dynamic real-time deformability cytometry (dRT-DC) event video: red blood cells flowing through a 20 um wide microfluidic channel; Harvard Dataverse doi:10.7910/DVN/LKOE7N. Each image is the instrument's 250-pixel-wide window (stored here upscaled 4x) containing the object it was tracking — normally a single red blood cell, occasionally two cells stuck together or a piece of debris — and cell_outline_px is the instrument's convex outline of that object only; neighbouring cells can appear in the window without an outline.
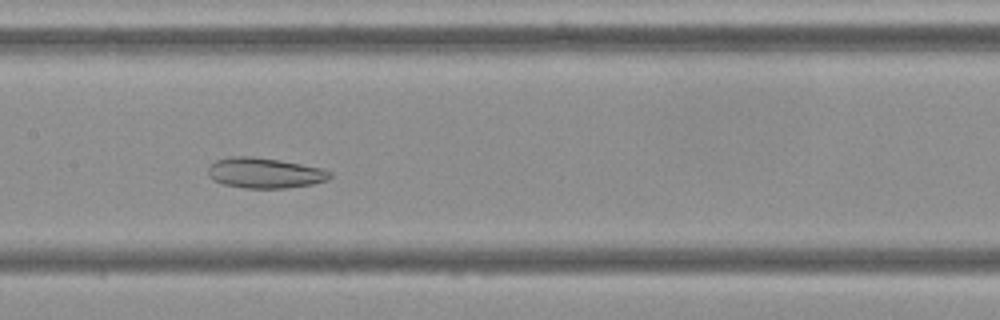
{"species": "Egyptian fruit bat (a non-hibernating species)", "species_latin": "Rousettus aegyptiacus", "temperature_condition": "cold", "stored_images_in_passage": 53, "camera_frame_rate_fps": 3000, "um_per_image_px": 0.085, "frame": {"image": 1, "passage_image": 25, "time_ms": 8.0, "image_size_px": [1000, 320], "cell_outline_px": [[332, 176], [328, 180], [312, 184], [284, 188], [244, 188], [224, 184], [212, 180], [208, 176], [208, 168], [216, 160], [228, 156], [252, 156], [280, 160], [320, 168], [332, 172]], "centroid_in_image_um": [22.48, 14.7], "position_along_channel_um": 184.9, "area_um2": 21.62}}
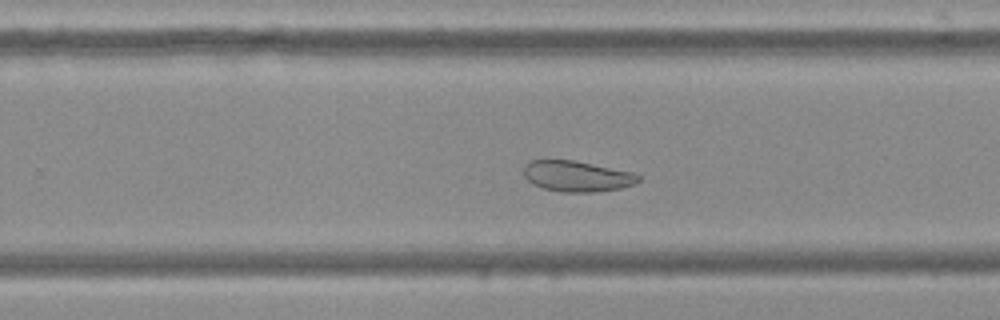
{"frame": {"image": 2, "passage_image": 33, "time_ms": 10.667, "image_size_px": [1000, 320], "cell_outline_px": [[640, 180], [636, 184], [620, 188], [592, 192], [560, 192], [544, 188], [532, 184], [524, 176], [524, 164], [532, 160], [576, 160], [632, 172], [640, 176]], "centroid_in_image_um": [49.04, 14.97], "position_along_channel_um": 280.8, "area_um2": 20.63}}
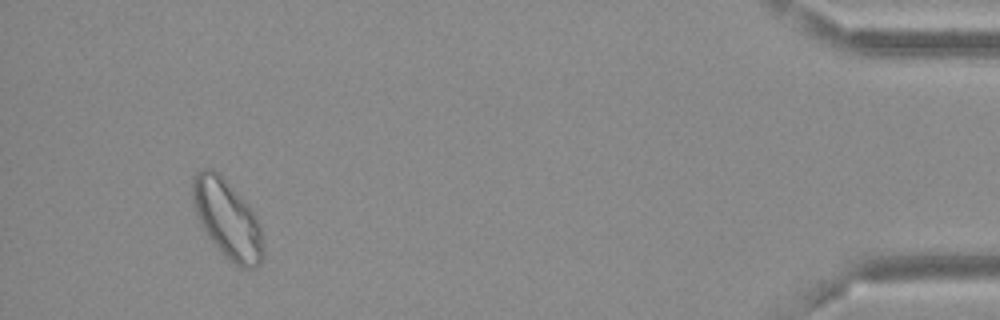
{"frame": {"image": 3, "passage_image": 50, "time_ms": 16.333, "image_size_px": [1000, 320], "cell_outline_px": [[264, 256], [260, 264], [256, 268], [244, 268], [228, 260], [220, 252], [208, 236], [196, 216], [192, 200], [192, 184], [196, 172], [204, 168], [212, 168], [224, 176], [248, 204], [256, 216], [260, 224], [264, 252]], "centroid_in_image_um": [19.33, 18.61], "position_along_channel_um": 415.9, "area_um2": 32.6}, "authors_computed_cell_mechanics": {"area_um2": 27.8596, "velocity_mm_per_s": 3.6038, "shape_relaxation_time_tau1_ms": null, "shape_relaxation_time_tau2_ms": 5.2289, "deformation_change_tau1": null, "deformation_change_tau2": 0.1072}}